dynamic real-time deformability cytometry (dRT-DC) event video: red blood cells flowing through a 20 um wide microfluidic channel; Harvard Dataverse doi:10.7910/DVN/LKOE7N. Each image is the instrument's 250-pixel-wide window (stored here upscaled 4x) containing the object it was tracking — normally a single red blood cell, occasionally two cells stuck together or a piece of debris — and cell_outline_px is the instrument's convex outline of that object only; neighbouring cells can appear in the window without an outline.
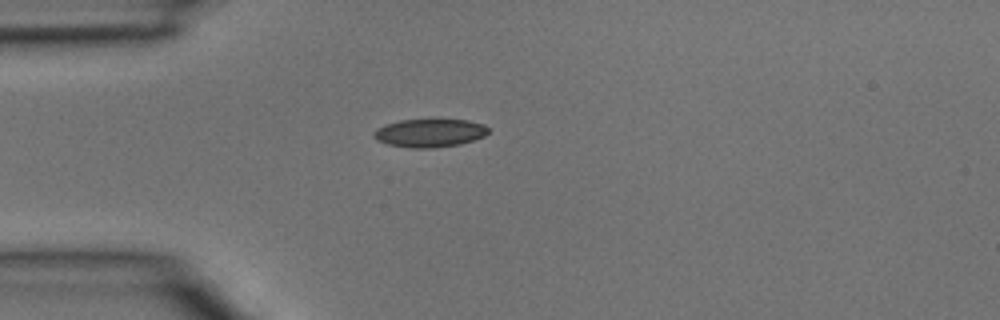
{"species": "common noctule bat (a hibernating species)", "species_latin": "Nyctalus noctula", "temperature_condition": "room temperature", "stored_images_in_passage": 4, "camera_frame_rate_fps": 3000, "um_per_image_px": 0.085, "animal": {"sex": "male", "body_mass_g": 15.6}, "frame": {"image": 1, "passage_image": 4, "time_ms": 1.0, "image_size_px": [1000, 320], "cell_outline_px": [[488, 132], [484, 136], [460, 144], [432, 148], [412, 148], [388, 144], [376, 140], [372, 136], [372, 132], [376, 128], [384, 124], [400, 120], [432, 116], [436, 116], [468, 120], [484, 124], [488, 128]], "centroid_in_image_um": [36.5, 11.24], "position_along_channel_um": 48.5, "area_um2": 19.88}}